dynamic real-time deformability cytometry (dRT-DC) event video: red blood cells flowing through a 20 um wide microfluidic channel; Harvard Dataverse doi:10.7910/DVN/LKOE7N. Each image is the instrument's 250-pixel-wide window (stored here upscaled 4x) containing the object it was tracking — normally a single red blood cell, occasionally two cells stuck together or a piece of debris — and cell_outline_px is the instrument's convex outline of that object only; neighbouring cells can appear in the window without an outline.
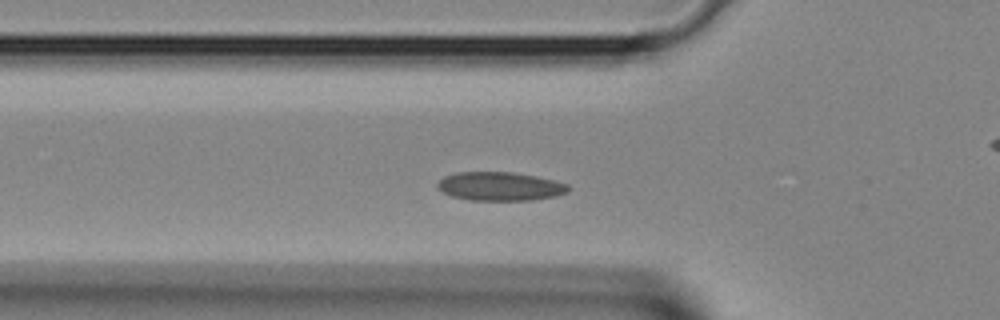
{"species": "Egyptian fruit bat (a non-hibernating species)", "species_latin": "Rousettus aegyptiacus", "temperature_condition": "room temperature", "stored_images_in_passage": 17, "camera_frame_rate_fps": 3000, "um_per_image_px": 0.085, "animal": {"sex": "female"}, "frame": {"image": 1, "passage_image": 2, "time_ms": 0.333, "image_size_px": [1000, 320], "cell_outline_px": [[572, 188], [568, 192], [556, 196], [532, 200], [468, 200], [452, 196], [436, 188], [436, 184], [444, 176], [456, 172], [512, 172], [536, 176], [568, 184]], "centroid_in_image_um": [42.51, 15.84], "position_along_channel_um": 83.3, "area_um2": 21.96}}
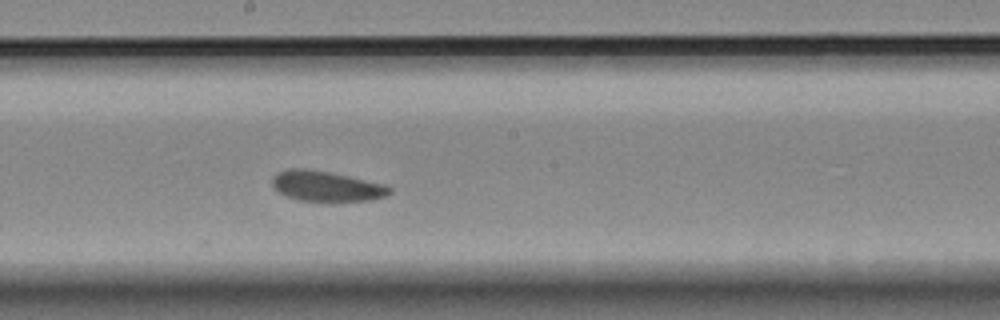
{"frame": {"image": 2, "passage_image": 10, "time_ms": 3.0, "image_size_px": [1000, 320], "cell_outline_px": [[392, 192], [388, 196], [372, 200], [328, 204], [300, 200], [288, 196], [272, 188], [272, 176], [276, 172], [288, 168], [308, 168], [332, 172], [384, 184], [392, 188]], "centroid_in_image_um": [27.76, 15.86], "position_along_channel_um": 220.4, "area_um2": 21.79}}
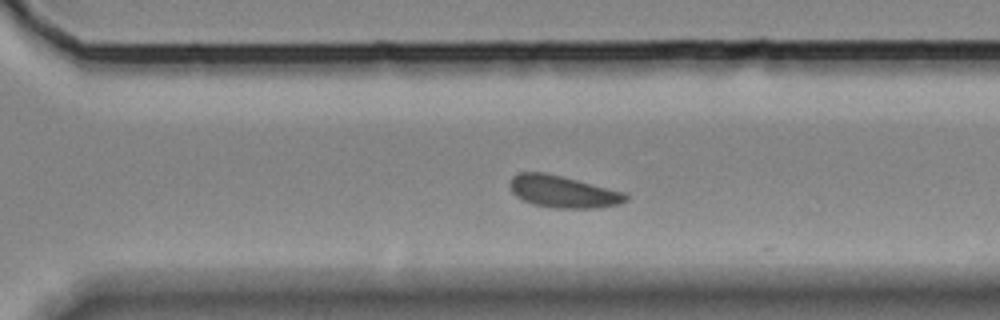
{"frame": {"image": 3, "passage_image": 16, "time_ms": 5.0, "image_size_px": [1000, 320], "cell_outline_px": [[628, 200], [620, 204], [596, 208], [552, 208], [532, 204], [516, 196], [512, 192], [508, 184], [512, 176], [520, 172], [544, 172], [624, 192], [628, 196]], "centroid_in_image_um": [47.82, 16.3], "position_along_channel_um": 322.8, "area_um2": 21.56}}